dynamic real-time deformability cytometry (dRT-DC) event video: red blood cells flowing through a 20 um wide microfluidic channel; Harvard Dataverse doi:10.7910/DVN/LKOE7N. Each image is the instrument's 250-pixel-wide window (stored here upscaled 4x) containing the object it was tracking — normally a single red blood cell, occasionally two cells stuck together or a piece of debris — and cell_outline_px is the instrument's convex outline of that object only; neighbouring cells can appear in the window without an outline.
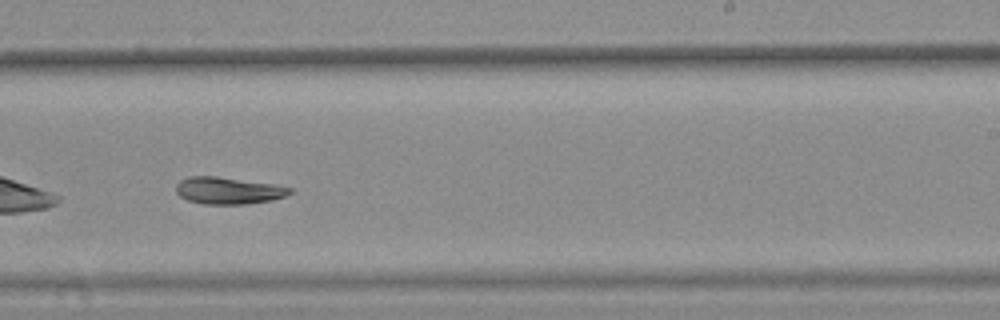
{"species": "common noctule bat (a hibernating species)", "species_latin": "Nyctalus noctula", "temperature_condition": "warm", "stored_images_in_passage": 29, "camera_frame_rate_fps": 3000, "um_per_image_px": 0.085, "animal": {"sex": "female", "body_mass_g": 25.1}, "frame": {"image": 1, "passage_image": 17, "time_ms": 5.333, "image_size_px": [1000, 320], "cell_outline_px": [[292, 192], [284, 196], [272, 200], [244, 204], [204, 204], [188, 200], [180, 196], [176, 192], [176, 184], [180, 180], [188, 176], [216, 176], [276, 184], [292, 188]], "centroid_in_image_um": [19.4, 16.19], "position_along_channel_um": 269.6, "area_um2": 17.92}}